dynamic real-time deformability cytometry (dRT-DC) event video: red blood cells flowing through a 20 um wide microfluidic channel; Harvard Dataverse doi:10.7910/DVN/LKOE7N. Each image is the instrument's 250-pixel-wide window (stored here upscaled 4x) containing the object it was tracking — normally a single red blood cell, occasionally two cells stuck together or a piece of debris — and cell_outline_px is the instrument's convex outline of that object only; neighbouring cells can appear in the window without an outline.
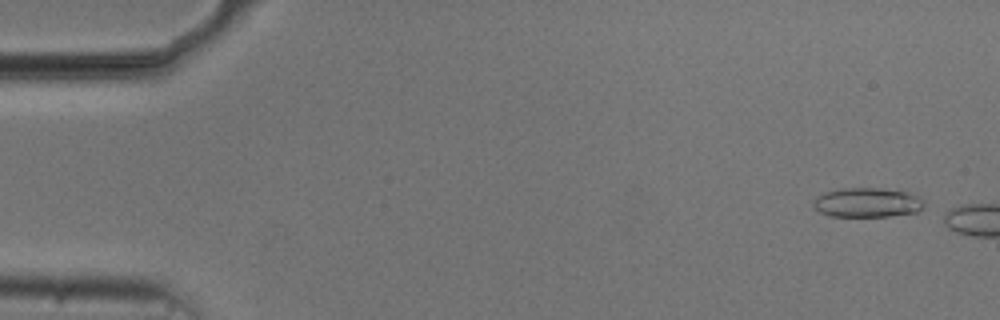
{"species": "common noctule bat (a hibernating species)", "species_latin": "Nyctalus noctula", "temperature_condition": "cold", "stored_images_in_passage": 6, "camera_frame_rate_fps": 3000, "um_per_image_px": 0.085, "animal": {"sex": "male", "body_mass_g": 20.5, "forearm_length_mm": 52.5}, "frame": {"image": 1, "passage_image": 2, "time_ms": 0.333, "image_size_px": [1000, 320], "cell_outline_px": [[924, 208], [916, 212], [888, 216], [832, 216], [820, 212], [812, 204], [812, 200], [816, 196], [824, 192], [844, 188], [880, 188], [908, 192], [924, 200]], "centroid_in_image_um": [73.71, 17.21], "position_along_channel_um": 11.3, "area_um2": 19.02}}